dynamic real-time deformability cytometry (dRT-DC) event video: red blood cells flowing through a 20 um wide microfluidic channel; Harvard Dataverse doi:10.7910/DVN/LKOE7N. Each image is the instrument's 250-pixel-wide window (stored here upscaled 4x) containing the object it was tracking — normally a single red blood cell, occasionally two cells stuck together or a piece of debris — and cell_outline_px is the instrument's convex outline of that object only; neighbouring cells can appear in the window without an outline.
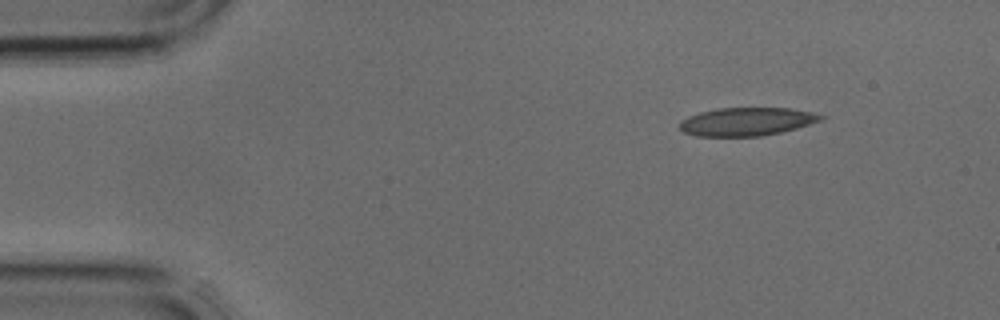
{"species": "common noctule bat (a hibernating species)", "species_latin": "Nyctalus noctula", "temperature_condition": "cold", "stored_images_in_passage": 2, "camera_frame_rate_fps": 3000, "um_per_image_px": 0.085, "animal": {"sex": "male", "body_mass_g": 17.9, "forearm_length_mm": 54.2}, "frame": {"image": 1, "passage_image": 1, "time_ms": 0.0, "image_size_px": [1000, 320], "cell_outline_px": [[828, 116], [820, 120], [796, 128], [780, 132], [760, 136], [696, 136], [684, 132], [680, 128], [680, 120], [688, 116], [700, 112], [720, 108], [788, 108], [812, 112]], "centroid_in_image_um": [63.46, 10.33], "position_along_channel_um": 21.5, "area_um2": 23.06}}